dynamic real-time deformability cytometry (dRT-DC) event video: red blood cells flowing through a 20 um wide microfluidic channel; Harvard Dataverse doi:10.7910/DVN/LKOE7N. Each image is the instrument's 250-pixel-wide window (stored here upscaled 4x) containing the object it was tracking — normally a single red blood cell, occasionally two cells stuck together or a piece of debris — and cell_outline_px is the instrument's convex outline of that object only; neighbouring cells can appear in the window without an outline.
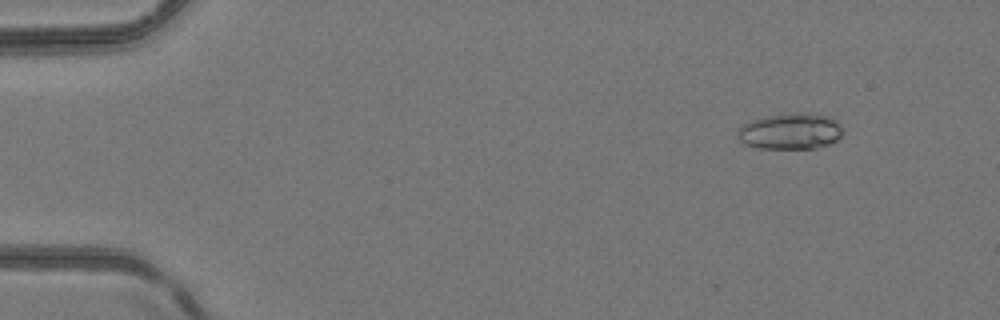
{"species": "common noctule bat (a hibernating species)", "species_latin": "Nyctalus noctula", "temperature_condition": "room temperature", "stored_images_in_passage": 3, "camera_frame_rate_fps": 3000, "um_per_image_px": 0.085, "animal": {"sex": "female", "body_mass_g": 24.6, "forearm_length_mm": 56.2}, "frame": {"image": 1, "passage_image": 2, "time_ms": 0.333, "image_size_px": [1000, 320], "cell_outline_px": [[840, 136], [836, 140], [828, 144], [816, 148], [760, 148], [744, 144], [736, 136], [736, 132], [748, 120], [764, 116], [792, 112], [812, 112], [832, 116], [840, 124]], "centroid_in_image_um": [67.16, 11.12], "position_along_channel_um": 17.8, "area_um2": 22.48}}